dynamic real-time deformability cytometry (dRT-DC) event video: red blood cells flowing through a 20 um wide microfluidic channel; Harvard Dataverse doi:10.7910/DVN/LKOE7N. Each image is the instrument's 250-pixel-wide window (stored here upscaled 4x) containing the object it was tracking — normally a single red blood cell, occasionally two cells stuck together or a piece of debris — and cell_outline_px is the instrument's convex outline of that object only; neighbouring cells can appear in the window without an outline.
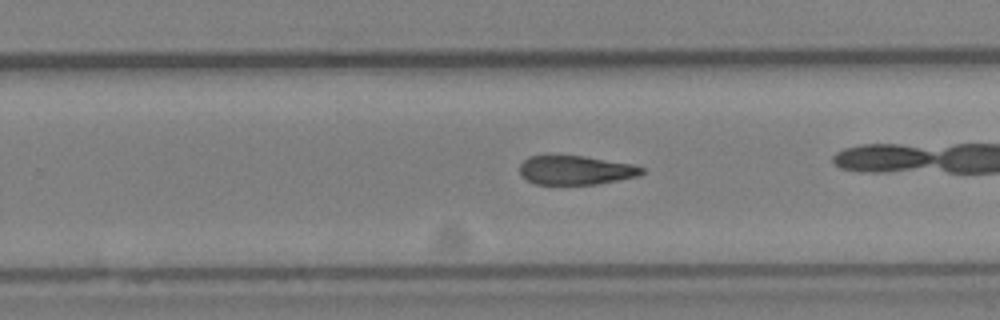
{"species": "Egyptian fruit bat (a non-hibernating species)", "species_latin": "Rousettus aegyptiacus", "temperature_condition": "cold", "stored_images_in_passage": 28, "camera_frame_rate_fps": 3000, "um_per_image_px": 0.085, "animal": {"sex": "female"}, "frame": {"image": 1, "passage_image": 20, "time_ms": 6.333, "image_size_px": [1000, 320], "cell_outline_px": [[644, 172], [640, 176], [596, 184], [536, 184], [528, 180], [520, 172], [520, 164], [528, 156], [584, 156], [632, 164], [644, 168]], "centroid_in_image_um": [48.96, 14.46], "position_along_channel_um": 280.8, "area_um2": 20.46}}